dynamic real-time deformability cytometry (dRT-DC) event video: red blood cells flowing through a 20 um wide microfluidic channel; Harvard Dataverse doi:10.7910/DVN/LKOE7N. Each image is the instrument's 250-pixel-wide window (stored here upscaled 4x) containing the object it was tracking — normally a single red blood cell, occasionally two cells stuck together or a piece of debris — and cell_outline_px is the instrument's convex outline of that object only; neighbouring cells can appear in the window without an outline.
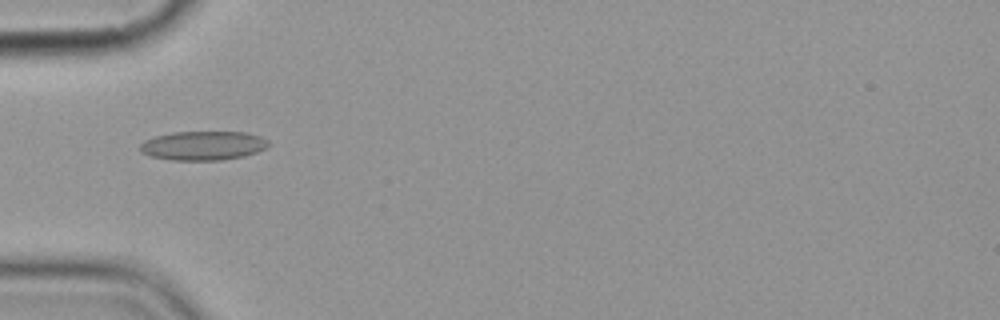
{"species": "common noctule bat (a hibernating species)", "species_latin": "Nyctalus noctula", "temperature_condition": "cold", "stored_images_in_passage": 8, "camera_frame_rate_fps": 3000, "um_per_image_px": 0.085, "animal": {"sex": "female", "body_mass_g": 19.9}, "frame": {"image": 1, "passage_image": 2, "time_ms": 2.0, "image_size_px": [1000, 320], "cell_outline_px": [[272, 144], [256, 152], [244, 156], [220, 160], [172, 160], [152, 156], [140, 152], [140, 144], [144, 140], [156, 136], [172, 132], [248, 132], [260, 136], [268, 140]], "centroid_in_image_um": [17.28, 12.37], "position_along_channel_um": 67.7, "area_um2": 21.79}}
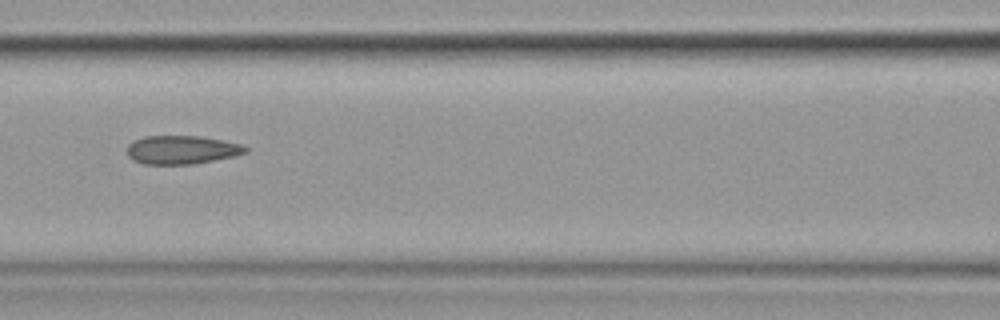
{"frame": {"image": 2, "passage_image": 4, "time_ms": 4.333, "image_size_px": [1000, 320], "cell_outline_px": [[248, 152], [236, 156], [192, 164], [144, 164], [128, 156], [128, 144], [132, 140], [144, 136], [200, 136], [240, 144], [248, 148]], "centroid_in_image_um": [15.45, 12.73], "position_along_channel_um": 151.2, "area_um2": 19.59}}
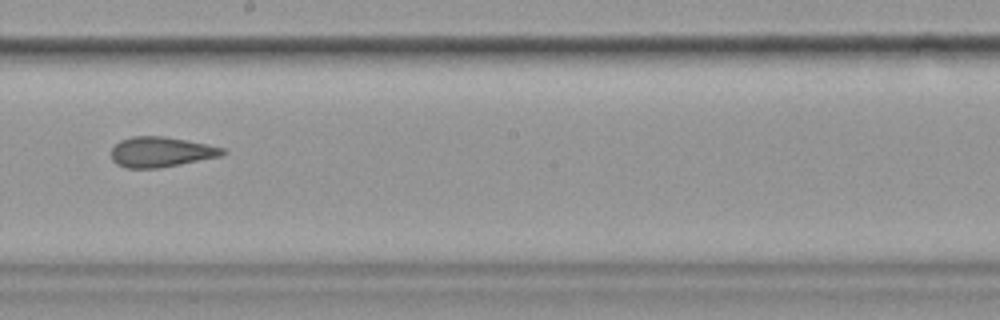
{"frame": {"image": 3, "passage_image": 6, "time_ms": 6.667, "image_size_px": [1000, 320], "cell_outline_px": [[224, 152], [220, 156], [160, 168], [124, 168], [116, 164], [112, 160], [112, 148], [120, 140], [132, 136], [164, 136], [208, 144], [224, 148]], "centroid_in_image_um": [13.64, 12.91], "position_along_channel_um": 234.6, "area_um2": 19.54}}